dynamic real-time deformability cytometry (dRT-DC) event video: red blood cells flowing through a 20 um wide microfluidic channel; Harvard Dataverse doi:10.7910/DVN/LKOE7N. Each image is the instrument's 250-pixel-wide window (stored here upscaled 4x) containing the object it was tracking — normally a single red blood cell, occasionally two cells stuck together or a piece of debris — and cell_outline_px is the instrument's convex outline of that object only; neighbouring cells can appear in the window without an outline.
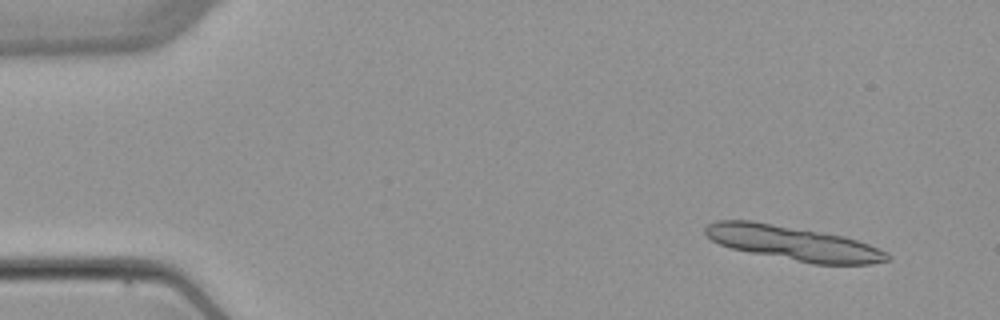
{"species": "common noctule bat (a hibernating species)", "species_latin": "Nyctalus noctula", "temperature_condition": "warm", "stored_images_in_passage": 5, "segment_of_instrument_passage": [1, 2], "camera_frame_rate_fps": 3000, "um_per_image_px": 0.085, "animal": {"sex": "female", "body_mass_g": 22.7, "forearm_length_mm": 54.2}, "frame": {"image": 1, "passage_image": 2, "time_ms": 1.0, "image_size_px": [1000, 320], "cell_outline_px": [[892, 260], [868, 264], [812, 264], [732, 248], [720, 244], [712, 240], [704, 232], [704, 228], [708, 224], [716, 220], [752, 220], [844, 236], [868, 244], [888, 252], [892, 256]], "centroid_in_image_um": [67.45, 20.67], "position_along_channel_um": 17.5, "area_um2": 36.24}}